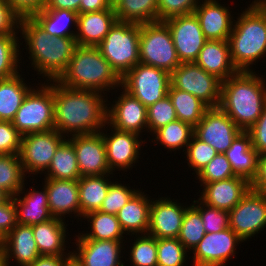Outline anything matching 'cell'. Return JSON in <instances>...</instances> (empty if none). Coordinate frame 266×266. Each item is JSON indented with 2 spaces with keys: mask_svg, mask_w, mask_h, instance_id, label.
Instances as JSON below:
<instances>
[{
  "mask_svg": "<svg viewBox=\"0 0 266 266\" xmlns=\"http://www.w3.org/2000/svg\"><path fill=\"white\" fill-rule=\"evenodd\" d=\"M103 97L102 93L63 87L54 80L55 130L67 137L101 132L107 124L108 100Z\"/></svg>",
  "mask_w": 266,
  "mask_h": 266,
  "instance_id": "6da1fadb",
  "label": "cell"
},
{
  "mask_svg": "<svg viewBox=\"0 0 266 266\" xmlns=\"http://www.w3.org/2000/svg\"><path fill=\"white\" fill-rule=\"evenodd\" d=\"M255 71H238L221 82L219 107L241 131H248L266 105V86Z\"/></svg>",
  "mask_w": 266,
  "mask_h": 266,
  "instance_id": "7a4b0ae2",
  "label": "cell"
},
{
  "mask_svg": "<svg viewBox=\"0 0 266 266\" xmlns=\"http://www.w3.org/2000/svg\"><path fill=\"white\" fill-rule=\"evenodd\" d=\"M19 29L28 45L31 66L48 81L57 80L73 56L75 37H51L32 18H21Z\"/></svg>",
  "mask_w": 266,
  "mask_h": 266,
  "instance_id": "3957f363",
  "label": "cell"
},
{
  "mask_svg": "<svg viewBox=\"0 0 266 266\" xmlns=\"http://www.w3.org/2000/svg\"><path fill=\"white\" fill-rule=\"evenodd\" d=\"M56 81L66 88L98 93L121 86V77L97 46L77 45L67 69Z\"/></svg>",
  "mask_w": 266,
  "mask_h": 266,
  "instance_id": "277c9868",
  "label": "cell"
},
{
  "mask_svg": "<svg viewBox=\"0 0 266 266\" xmlns=\"http://www.w3.org/2000/svg\"><path fill=\"white\" fill-rule=\"evenodd\" d=\"M233 21L228 39L231 61L238 71H253L249 66L266 56V14L252 2Z\"/></svg>",
  "mask_w": 266,
  "mask_h": 266,
  "instance_id": "5b68a950",
  "label": "cell"
},
{
  "mask_svg": "<svg viewBox=\"0 0 266 266\" xmlns=\"http://www.w3.org/2000/svg\"><path fill=\"white\" fill-rule=\"evenodd\" d=\"M139 40L140 24L117 20L97 48L122 78L140 63Z\"/></svg>",
  "mask_w": 266,
  "mask_h": 266,
  "instance_id": "8992f818",
  "label": "cell"
},
{
  "mask_svg": "<svg viewBox=\"0 0 266 266\" xmlns=\"http://www.w3.org/2000/svg\"><path fill=\"white\" fill-rule=\"evenodd\" d=\"M40 85L37 90L33 88L28 92L12 120L22 135L55 129L54 80Z\"/></svg>",
  "mask_w": 266,
  "mask_h": 266,
  "instance_id": "52a82bcc",
  "label": "cell"
},
{
  "mask_svg": "<svg viewBox=\"0 0 266 266\" xmlns=\"http://www.w3.org/2000/svg\"><path fill=\"white\" fill-rule=\"evenodd\" d=\"M139 60L170 74L181 64L171 32L164 22L140 24Z\"/></svg>",
  "mask_w": 266,
  "mask_h": 266,
  "instance_id": "ba28073f",
  "label": "cell"
},
{
  "mask_svg": "<svg viewBox=\"0 0 266 266\" xmlns=\"http://www.w3.org/2000/svg\"><path fill=\"white\" fill-rule=\"evenodd\" d=\"M170 73L154 66L138 63L121 78V87L145 107L168 95Z\"/></svg>",
  "mask_w": 266,
  "mask_h": 266,
  "instance_id": "9c48e42d",
  "label": "cell"
},
{
  "mask_svg": "<svg viewBox=\"0 0 266 266\" xmlns=\"http://www.w3.org/2000/svg\"><path fill=\"white\" fill-rule=\"evenodd\" d=\"M170 84L176 89L191 93L209 108L219 107L221 81L195 62L181 63L170 74Z\"/></svg>",
  "mask_w": 266,
  "mask_h": 266,
  "instance_id": "30bf717a",
  "label": "cell"
},
{
  "mask_svg": "<svg viewBox=\"0 0 266 266\" xmlns=\"http://www.w3.org/2000/svg\"><path fill=\"white\" fill-rule=\"evenodd\" d=\"M65 138L55 129L23 135L19 156L24 171L34 175L45 172Z\"/></svg>",
  "mask_w": 266,
  "mask_h": 266,
  "instance_id": "8fae6325",
  "label": "cell"
},
{
  "mask_svg": "<svg viewBox=\"0 0 266 266\" xmlns=\"http://www.w3.org/2000/svg\"><path fill=\"white\" fill-rule=\"evenodd\" d=\"M229 227L243 241L266 227V195L250 190L229 211Z\"/></svg>",
  "mask_w": 266,
  "mask_h": 266,
  "instance_id": "7c38bea8",
  "label": "cell"
},
{
  "mask_svg": "<svg viewBox=\"0 0 266 266\" xmlns=\"http://www.w3.org/2000/svg\"><path fill=\"white\" fill-rule=\"evenodd\" d=\"M240 132L234 121L220 107H210L194 127L193 135L211 145L217 153H225Z\"/></svg>",
  "mask_w": 266,
  "mask_h": 266,
  "instance_id": "4fadbf2b",
  "label": "cell"
},
{
  "mask_svg": "<svg viewBox=\"0 0 266 266\" xmlns=\"http://www.w3.org/2000/svg\"><path fill=\"white\" fill-rule=\"evenodd\" d=\"M164 23L168 26L179 61L195 62L207 39L195 14L170 18Z\"/></svg>",
  "mask_w": 266,
  "mask_h": 266,
  "instance_id": "5bb4252c",
  "label": "cell"
},
{
  "mask_svg": "<svg viewBox=\"0 0 266 266\" xmlns=\"http://www.w3.org/2000/svg\"><path fill=\"white\" fill-rule=\"evenodd\" d=\"M239 242L243 240L230 227L218 233H206L193 248L194 266H226Z\"/></svg>",
  "mask_w": 266,
  "mask_h": 266,
  "instance_id": "9a60e30c",
  "label": "cell"
},
{
  "mask_svg": "<svg viewBox=\"0 0 266 266\" xmlns=\"http://www.w3.org/2000/svg\"><path fill=\"white\" fill-rule=\"evenodd\" d=\"M68 140L75 149L81 177L113 174L109 169L101 132L74 135Z\"/></svg>",
  "mask_w": 266,
  "mask_h": 266,
  "instance_id": "2e32d148",
  "label": "cell"
},
{
  "mask_svg": "<svg viewBox=\"0 0 266 266\" xmlns=\"http://www.w3.org/2000/svg\"><path fill=\"white\" fill-rule=\"evenodd\" d=\"M121 93L112 107H107V125L138 135L143 129L148 131L147 107L124 89Z\"/></svg>",
  "mask_w": 266,
  "mask_h": 266,
  "instance_id": "e0dca14e",
  "label": "cell"
},
{
  "mask_svg": "<svg viewBox=\"0 0 266 266\" xmlns=\"http://www.w3.org/2000/svg\"><path fill=\"white\" fill-rule=\"evenodd\" d=\"M170 198L160 197L150 205L149 229L147 234L156 239L177 238L184 219L186 206Z\"/></svg>",
  "mask_w": 266,
  "mask_h": 266,
  "instance_id": "ac0fdd59",
  "label": "cell"
},
{
  "mask_svg": "<svg viewBox=\"0 0 266 266\" xmlns=\"http://www.w3.org/2000/svg\"><path fill=\"white\" fill-rule=\"evenodd\" d=\"M110 127L112 131L110 135L101 132L109 169L111 172L116 169H119V171L126 168L130 169L139 158L141 143L143 144L144 141L138 139L140 135L136 133L120 131L112 126Z\"/></svg>",
  "mask_w": 266,
  "mask_h": 266,
  "instance_id": "d6986e66",
  "label": "cell"
},
{
  "mask_svg": "<svg viewBox=\"0 0 266 266\" xmlns=\"http://www.w3.org/2000/svg\"><path fill=\"white\" fill-rule=\"evenodd\" d=\"M72 260L77 266H124L120 254L122 241L77 239Z\"/></svg>",
  "mask_w": 266,
  "mask_h": 266,
  "instance_id": "ffe728a7",
  "label": "cell"
},
{
  "mask_svg": "<svg viewBox=\"0 0 266 266\" xmlns=\"http://www.w3.org/2000/svg\"><path fill=\"white\" fill-rule=\"evenodd\" d=\"M200 200L212 207L230 211L250 190V183L240 176L203 185Z\"/></svg>",
  "mask_w": 266,
  "mask_h": 266,
  "instance_id": "44dd1931",
  "label": "cell"
},
{
  "mask_svg": "<svg viewBox=\"0 0 266 266\" xmlns=\"http://www.w3.org/2000/svg\"><path fill=\"white\" fill-rule=\"evenodd\" d=\"M229 11L228 7H223L217 0H204L202 4L199 2L194 14L207 40L229 39L234 22Z\"/></svg>",
  "mask_w": 266,
  "mask_h": 266,
  "instance_id": "7402d4cb",
  "label": "cell"
},
{
  "mask_svg": "<svg viewBox=\"0 0 266 266\" xmlns=\"http://www.w3.org/2000/svg\"><path fill=\"white\" fill-rule=\"evenodd\" d=\"M3 265L9 266L13 257L21 266L32 264L39 256L32 226L17 224L3 239Z\"/></svg>",
  "mask_w": 266,
  "mask_h": 266,
  "instance_id": "603a6c76",
  "label": "cell"
},
{
  "mask_svg": "<svg viewBox=\"0 0 266 266\" xmlns=\"http://www.w3.org/2000/svg\"><path fill=\"white\" fill-rule=\"evenodd\" d=\"M49 211L53 217L62 219L66 214L80 216L78 180L45 178ZM73 212V213H72Z\"/></svg>",
  "mask_w": 266,
  "mask_h": 266,
  "instance_id": "cb8c5ba5",
  "label": "cell"
},
{
  "mask_svg": "<svg viewBox=\"0 0 266 266\" xmlns=\"http://www.w3.org/2000/svg\"><path fill=\"white\" fill-rule=\"evenodd\" d=\"M117 21L114 9L78 14L76 43L81 46H98Z\"/></svg>",
  "mask_w": 266,
  "mask_h": 266,
  "instance_id": "d4e9b609",
  "label": "cell"
},
{
  "mask_svg": "<svg viewBox=\"0 0 266 266\" xmlns=\"http://www.w3.org/2000/svg\"><path fill=\"white\" fill-rule=\"evenodd\" d=\"M195 63L221 82L238 72L230 58L228 40H207Z\"/></svg>",
  "mask_w": 266,
  "mask_h": 266,
  "instance_id": "484cf974",
  "label": "cell"
},
{
  "mask_svg": "<svg viewBox=\"0 0 266 266\" xmlns=\"http://www.w3.org/2000/svg\"><path fill=\"white\" fill-rule=\"evenodd\" d=\"M224 154L235 175L251 183L257 174L259 154L252 147L250 134L241 131Z\"/></svg>",
  "mask_w": 266,
  "mask_h": 266,
  "instance_id": "4316f807",
  "label": "cell"
},
{
  "mask_svg": "<svg viewBox=\"0 0 266 266\" xmlns=\"http://www.w3.org/2000/svg\"><path fill=\"white\" fill-rule=\"evenodd\" d=\"M23 189L13 197L14 204L17 209V222L25 225H35L46 222L53 218L49 211L48 193L43 187V191L30 190L24 197L20 194L24 193ZM19 196V198L17 197Z\"/></svg>",
  "mask_w": 266,
  "mask_h": 266,
  "instance_id": "83f0119b",
  "label": "cell"
},
{
  "mask_svg": "<svg viewBox=\"0 0 266 266\" xmlns=\"http://www.w3.org/2000/svg\"><path fill=\"white\" fill-rule=\"evenodd\" d=\"M152 200L139 190L117 213V219L127 235L147 234L149 229L150 205Z\"/></svg>",
  "mask_w": 266,
  "mask_h": 266,
  "instance_id": "f1b7e54d",
  "label": "cell"
},
{
  "mask_svg": "<svg viewBox=\"0 0 266 266\" xmlns=\"http://www.w3.org/2000/svg\"><path fill=\"white\" fill-rule=\"evenodd\" d=\"M63 219H52L32 225L34 238L40 255L61 256L66 250V226Z\"/></svg>",
  "mask_w": 266,
  "mask_h": 266,
  "instance_id": "f546056e",
  "label": "cell"
},
{
  "mask_svg": "<svg viewBox=\"0 0 266 266\" xmlns=\"http://www.w3.org/2000/svg\"><path fill=\"white\" fill-rule=\"evenodd\" d=\"M108 176L110 175L82 176L78 179L80 217L100 210L112 183L108 180Z\"/></svg>",
  "mask_w": 266,
  "mask_h": 266,
  "instance_id": "4dcf8cb0",
  "label": "cell"
},
{
  "mask_svg": "<svg viewBox=\"0 0 266 266\" xmlns=\"http://www.w3.org/2000/svg\"><path fill=\"white\" fill-rule=\"evenodd\" d=\"M23 80L19 73L0 80V120L12 121L25 96L32 89Z\"/></svg>",
  "mask_w": 266,
  "mask_h": 266,
  "instance_id": "1f68e13d",
  "label": "cell"
},
{
  "mask_svg": "<svg viewBox=\"0 0 266 266\" xmlns=\"http://www.w3.org/2000/svg\"><path fill=\"white\" fill-rule=\"evenodd\" d=\"M51 37H75L70 24L77 26L78 13L66 9H43L31 17Z\"/></svg>",
  "mask_w": 266,
  "mask_h": 266,
  "instance_id": "d6a6232c",
  "label": "cell"
},
{
  "mask_svg": "<svg viewBox=\"0 0 266 266\" xmlns=\"http://www.w3.org/2000/svg\"><path fill=\"white\" fill-rule=\"evenodd\" d=\"M44 174L50 179L78 180L81 177L75 149L68 139L59 145Z\"/></svg>",
  "mask_w": 266,
  "mask_h": 266,
  "instance_id": "836d02e7",
  "label": "cell"
},
{
  "mask_svg": "<svg viewBox=\"0 0 266 266\" xmlns=\"http://www.w3.org/2000/svg\"><path fill=\"white\" fill-rule=\"evenodd\" d=\"M84 217L90 222L91 232L82 235L79 233L80 236L78 235L76 239L124 241L122 240L124 231L116 215L93 211Z\"/></svg>",
  "mask_w": 266,
  "mask_h": 266,
  "instance_id": "e575fe53",
  "label": "cell"
},
{
  "mask_svg": "<svg viewBox=\"0 0 266 266\" xmlns=\"http://www.w3.org/2000/svg\"><path fill=\"white\" fill-rule=\"evenodd\" d=\"M168 96L176 111L177 120L190 124L195 127L204 113L209 108L204 102L191 93L174 88L171 84L168 90Z\"/></svg>",
  "mask_w": 266,
  "mask_h": 266,
  "instance_id": "d590c367",
  "label": "cell"
},
{
  "mask_svg": "<svg viewBox=\"0 0 266 266\" xmlns=\"http://www.w3.org/2000/svg\"><path fill=\"white\" fill-rule=\"evenodd\" d=\"M114 10L118 21L138 24L158 21L157 0H122Z\"/></svg>",
  "mask_w": 266,
  "mask_h": 266,
  "instance_id": "8d00e7d4",
  "label": "cell"
},
{
  "mask_svg": "<svg viewBox=\"0 0 266 266\" xmlns=\"http://www.w3.org/2000/svg\"><path fill=\"white\" fill-rule=\"evenodd\" d=\"M25 174L19 154H0V189L10 197L23 189Z\"/></svg>",
  "mask_w": 266,
  "mask_h": 266,
  "instance_id": "74e56055",
  "label": "cell"
},
{
  "mask_svg": "<svg viewBox=\"0 0 266 266\" xmlns=\"http://www.w3.org/2000/svg\"><path fill=\"white\" fill-rule=\"evenodd\" d=\"M153 134L156 137L153 139L155 142L158 141L170 151H175L182 147H187L194 134V127L188 123L176 120L156 130Z\"/></svg>",
  "mask_w": 266,
  "mask_h": 266,
  "instance_id": "f35d334b",
  "label": "cell"
},
{
  "mask_svg": "<svg viewBox=\"0 0 266 266\" xmlns=\"http://www.w3.org/2000/svg\"><path fill=\"white\" fill-rule=\"evenodd\" d=\"M205 234L206 231L200 212L193 205L187 207L177 239L188 251H191L203 239Z\"/></svg>",
  "mask_w": 266,
  "mask_h": 266,
  "instance_id": "ab89813d",
  "label": "cell"
},
{
  "mask_svg": "<svg viewBox=\"0 0 266 266\" xmlns=\"http://www.w3.org/2000/svg\"><path fill=\"white\" fill-rule=\"evenodd\" d=\"M16 35L0 36V80L18 74L19 43Z\"/></svg>",
  "mask_w": 266,
  "mask_h": 266,
  "instance_id": "60d3db41",
  "label": "cell"
},
{
  "mask_svg": "<svg viewBox=\"0 0 266 266\" xmlns=\"http://www.w3.org/2000/svg\"><path fill=\"white\" fill-rule=\"evenodd\" d=\"M187 252L177 238L157 239V266H184Z\"/></svg>",
  "mask_w": 266,
  "mask_h": 266,
  "instance_id": "b9f144b4",
  "label": "cell"
},
{
  "mask_svg": "<svg viewBox=\"0 0 266 266\" xmlns=\"http://www.w3.org/2000/svg\"><path fill=\"white\" fill-rule=\"evenodd\" d=\"M130 248L133 266H157V239L149 234L139 235Z\"/></svg>",
  "mask_w": 266,
  "mask_h": 266,
  "instance_id": "7bdbcfd3",
  "label": "cell"
},
{
  "mask_svg": "<svg viewBox=\"0 0 266 266\" xmlns=\"http://www.w3.org/2000/svg\"><path fill=\"white\" fill-rule=\"evenodd\" d=\"M199 201L200 199L194 200L192 205L200 212L206 233H218L229 228V211Z\"/></svg>",
  "mask_w": 266,
  "mask_h": 266,
  "instance_id": "ee69618b",
  "label": "cell"
},
{
  "mask_svg": "<svg viewBox=\"0 0 266 266\" xmlns=\"http://www.w3.org/2000/svg\"><path fill=\"white\" fill-rule=\"evenodd\" d=\"M176 120V111L168 95L147 107L148 130L152 133Z\"/></svg>",
  "mask_w": 266,
  "mask_h": 266,
  "instance_id": "f6af8a7d",
  "label": "cell"
},
{
  "mask_svg": "<svg viewBox=\"0 0 266 266\" xmlns=\"http://www.w3.org/2000/svg\"><path fill=\"white\" fill-rule=\"evenodd\" d=\"M236 176L224 153L216 156L197 174L200 186L214 181L226 180Z\"/></svg>",
  "mask_w": 266,
  "mask_h": 266,
  "instance_id": "bcb514c9",
  "label": "cell"
},
{
  "mask_svg": "<svg viewBox=\"0 0 266 266\" xmlns=\"http://www.w3.org/2000/svg\"><path fill=\"white\" fill-rule=\"evenodd\" d=\"M138 191V189H129V187L122 185V183H116V181L115 183L112 182L99 211L117 215L118 211L123 208Z\"/></svg>",
  "mask_w": 266,
  "mask_h": 266,
  "instance_id": "7dc6e473",
  "label": "cell"
},
{
  "mask_svg": "<svg viewBox=\"0 0 266 266\" xmlns=\"http://www.w3.org/2000/svg\"><path fill=\"white\" fill-rule=\"evenodd\" d=\"M187 163L194 169L196 175L216 156V150L209 145L197 139L194 135L185 149Z\"/></svg>",
  "mask_w": 266,
  "mask_h": 266,
  "instance_id": "c3c4849f",
  "label": "cell"
},
{
  "mask_svg": "<svg viewBox=\"0 0 266 266\" xmlns=\"http://www.w3.org/2000/svg\"><path fill=\"white\" fill-rule=\"evenodd\" d=\"M199 0H157L158 21L164 22L170 18L193 14Z\"/></svg>",
  "mask_w": 266,
  "mask_h": 266,
  "instance_id": "681fc988",
  "label": "cell"
},
{
  "mask_svg": "<svg viewBox=\"0 0 266 266\" xmlns=\"http://www.w3.org/2000/svg\"><path fill=\"white\" fill-rule=\"evenodd\" d=\"M23 135L12 121L0 120V154H19Z\"/></svg>",
  "mask_w": 266,
  "mask_h": 266,
  "instance_id": "f907efd6",
  "label": "cell"
},
{
  "mask_svg": "<svg viewBox=\"0 0 266 266\" xmlns=\"http://www.w3.org/2000/svg\"><path fill=\"white\" fill-rule=\"evenodd\" d=\"M17 224L16 205L13 197L9 196L4 202L0 203V237L4 239Z\"/></svg>",
  "mask_w": 266,
  "mask_h": 266,
  "instance_id": "816d5d0a",
  "label": "cell"
},
{
  "mask_svg": "<svg viewBox=\"0 0 266 266\" xmlns=\"http://www.w3.org/2000/svg\"><path fill=\"white\" fill-rule=\"evenodd\" d=\"M20 19L6 0H0V36L17 35Z\"/></svg>",
  "mask_w": 266,
  "mask_h": 266,
  "instance_id": "f5cc1de1",
  "label": "cell"
},
{
  "mask_svg": "<svg viewBox=\"0 0 266 266\" xmlns=\"http://www.w3.org/2000/svg\"><path fill=\"white\" fill-rule=\"evenodd\" d=\"M250 134L252 147L259 155L266 153V105L255 124L247 131Z\"/></svg>",
  "mask_w": 266,
  "mask_h": 266,
  "instance_id": "db71d44e",
  "label": "cell"
},
{
  "mask_svg": "<svg viewBox=\"0 0 266 266\" xmlns=\"http://www.w3.org/2000/svg\"><path fill=\"white\" fill-rule=\"evenodd\" d=\"M20 18H31L46 6V0H6Z\"/></svg>",
  "mask_w": 266,
  "mask_h": 266,
  "instance_id": "11a10c76",
  "label": "cell"
},
{
  "mask_svg": "<svg viewBox=\"0 0 266 266\" xmlns=\"http://www.w3.org/2000/svg\"><path fill=\"white\" fill-rule=\"evenodd\" d=\"M250 188L255 192L266 195V153L258 157L257 174L250 183Z\"/></svg>",
  "mask_w": 266,
  "mask_h": 266,
  "instance_id": "9f6ffc18",
  "label": "cell"
},
{
  "mask_svg": "<svg viewBox=\"0 0 266 266\" xmlns=\"http://www.w3.org/2000/svg\"><path fill=\"white\" fill-rule=\"evenodd\" d=\"M71 260L72 251H69L67 255L65 254L61 256L40 255L32 264L28 266H67Z\"/></svg>",
  "mask_w": 266,
  "mask_h": 266,
  "instance_id": "6f0895ef",
  "label": "cell"
},
{
  "mask_svg": "<svg viewBox=\"0 0 266 266\" xmlns=\"http://www.w3.org/2000/svg\"><path fill=\"white\" fill-rule=\"evenodd\" d=\"M81 0H46L44 9H66L79 14Z\"/></svg>",
  "mask_w": 266,
  "mask_h": 266,
  "instance_id": "680465c9",
  "label": "cell"
},
{
  "mask_svg": "<svg viewBox=\"0 0 266 266\" xmlns=\"http://www.w3.org/2000/svg\"><path fill=\"white\" fill-rule=\"evenodd\" d=\"M110 8L106 0H81L79 14L85 12L101 11Z\"/></svg>",
  "mask_w": 266,
  "mask_h": 266,
  "instance_id": "91938a15",
  "label": "cell"
},
{
  "mask_svg": "<svg viewBox=\"0 0 266 266\" xmlns=\"http://www.w3.org/2000/svg\"><path fill=\"white\" fill-rule=\"evenodd\" d=\"M253 3L266 14V0H254Z\"/></svg>",
  "mask_w": 266,
  "mask_h": 266,
  "instance_id": "94428289",
  "label": "cell"
},
{
  "mask_svg": "<svg viewBox=\"0 0 266 266\" xmlns=\"http://www.w3.org/2000/svg\"><path fill=\"white\" fill-rule=\"evenodd\" d=\"M107 3L109 4L110 8L115 9L119 3H121L122 0H106Z\"/></svg>",
  "mask_w": 266,
  "mask_h": 266,
  "instance_id": "6125c7cd",
  "label": "cell"
},
{
  "mask_svg": "<svg viewBox=\"0 0 266 266\" xmlns=\"http://www.w3.org/2000/svg\"><path fill=\"white\" fill-rule=\"evenodd\" d=\"M8 197L9 195L0 189V203L4 202Z\"/></svg>",
  "mask_w": 266,
  "mask_h": 266,
  "instance_id": "be15d7a7",
  "label": "cell"
},
{
  "mask_svg": "<svg viewBox=\"0 0 266 266\" xmlns=\"http://www.w3.org/2000/svg\"><path fill=\"white\" fill-rule=\"evenodd\" d=\"M0 266H4L3 265V251H2V248H0Z\"/></svg>",
  "mask_w": 266,
  "mask_h": 266,
  "instance_id": "e7e4bbea",
  "label": "cell"
},
{
  "mask_svg": "<svg viewBox=\"0 0 266 266\" xmlns=\"http://www.w3.org/2000/svg\"><path fill=\"white\" fill-rule=\"evenodd\" d=\"M67 266H77V264H76L73 260H71V261L67 264Z\"/></svg>",
  "mask_w": 266,
  "mask_h": 266,
  "instance_id": "03108f58",
  "label": "cell"
},
{
  "mask_svg": "<svg viewBox=\"0 0 266 266\" xmlns=\"http://www.w3.org/2000/svg\"><path fill=\"white\" fill-rule=\"evenodd\" d=\"M3 239L0 237V248L2 247Z\"/></svg>",
  "mask_w": 266,
  "mask_h": 266,
  "instance_id": "003e7915",
  "label": "cell"
}]
</instances>
